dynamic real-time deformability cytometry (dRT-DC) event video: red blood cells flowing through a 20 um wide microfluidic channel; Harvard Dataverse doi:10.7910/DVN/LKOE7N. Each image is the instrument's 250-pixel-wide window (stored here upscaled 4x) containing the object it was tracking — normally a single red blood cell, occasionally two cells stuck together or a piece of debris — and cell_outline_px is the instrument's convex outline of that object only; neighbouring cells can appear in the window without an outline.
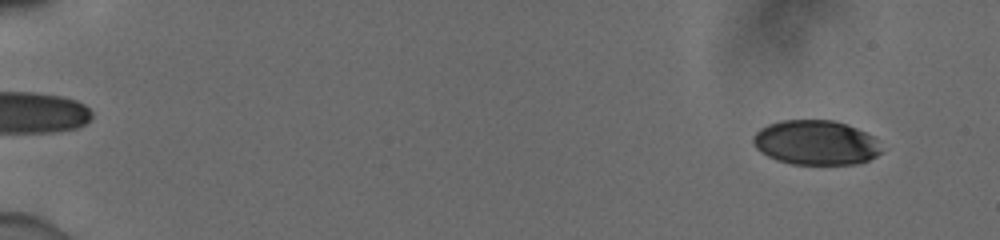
{"species": "human", "species_latin": "Homo sapiens", "temperature_condition": "cold", "stored_images_in_passage": 53, "camera_frame_rate_fps": 3000, "um_per_image_px": 0.085, "donor": {"sex": "male"}, "frame": {"image": 1, "passage_image": 3, "time_ms": 0.667, "image_size_px": [1000, 240], "cell_outline_px": [[880, 152], [876, 156], [868, 160], [856, 164], [792, 164], [776, 160], [760, 152], [756, 148], [752, 140], [752, 136], [760, 128], [768, 124], [780, 120], [836, 120], [848, 124], [872, 136], [876, 140]], "centroid_in_image_um": [69.29, 12.11], "position_along_channel_um": 15.7, "area_um2": 33.35}}
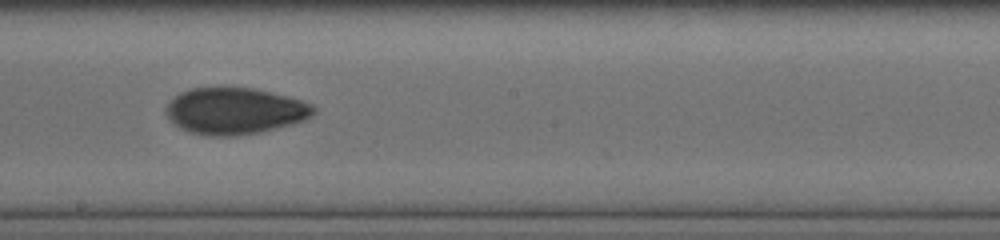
{"frame": {"image": 2, "passage_image": 32, "time_ms": 10.333, "image_size_px": [1000, 240], "cell_outline_px": [[316, 112], [312, 116], [304, 120], [292, 124], [260, 132], [232, 136], [208, 136], [188, 132], [180, 128], [168, 120], [164, 112], [164, 108], [180, 92], [192, 88], [252, 88], [288, 96], [312, 104], [316, 108]], "centroid_in_image_um": [19.94, 9.44], "position_along_channel_um": 228.3, "area_um2": 40.11}}
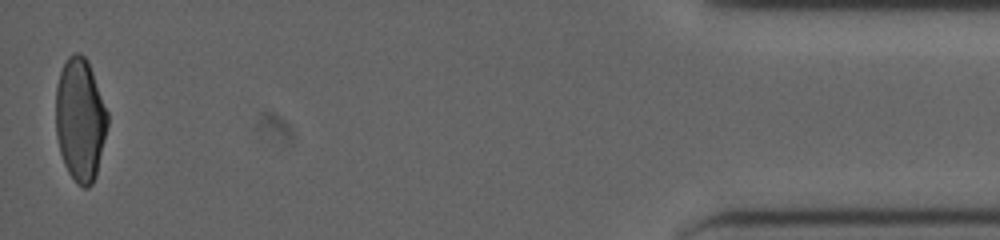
{"frame": {"image": 3, "passage_image": 53, "time_ms": 17.333, "image_size_px": [1000, 240], "cell_outline_px": [[108, 124], [96, 176], [92, 184], [88, 188], [84, 188], [76, 184], [68, 172], [64, 164], [60, 152], [56, 136], [56, 88], [60, 72], [68, 56], [76, 52], [80, 52], [88, 60], [108, 112]], "centroid_in_image_um": [6.82, 10.18], "position_along_channel_um": 428.4, "area_um2": 37.34}, "authors_computed_cell_mechanics": {"area_um2": 37.9746, "velocity_mm_per_s": 3.9267, "shape_relaxation_time_tau1_ms": 9.7458, "shape_relaxation_time_tau2_ms": 2.4518, "deformation_change_tau1": 0.2476, "deformation_change_tau2": 0.0651}}